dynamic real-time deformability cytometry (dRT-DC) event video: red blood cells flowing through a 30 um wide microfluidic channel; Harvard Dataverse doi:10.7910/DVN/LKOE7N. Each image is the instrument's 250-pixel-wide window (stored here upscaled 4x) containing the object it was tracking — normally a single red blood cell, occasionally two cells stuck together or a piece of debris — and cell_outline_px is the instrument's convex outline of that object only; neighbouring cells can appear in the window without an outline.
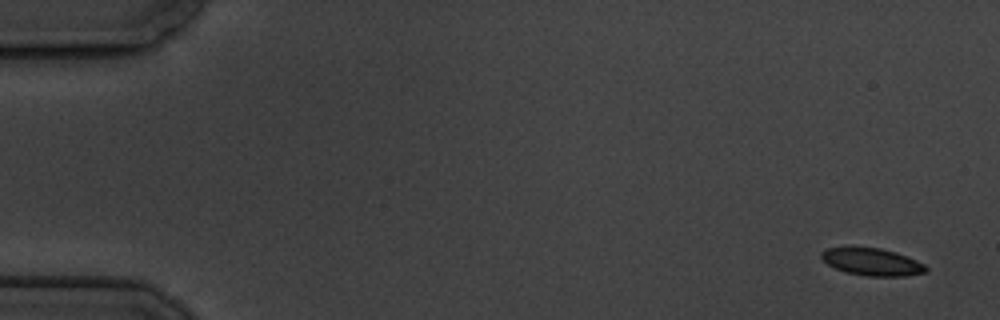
{"species": "common noctule bat (a hibernating species)", "species_latin": "Nyctalus noctula", "temperature_condition": "cold", "stored_images_in_passage": 15, "camera_frame_rate_fps": 3000, "um_per_image_px": 0.085, "animal": {"sex": "male", "body_mass_g": 19.5, "forearm_length_mm": 54.6}, "frame": {"image": 1, "passage_image": 1, "time_ms": 0.0, "image_size_px": [1000, 320], "cell_outline_px": [[928, 268], [924, 272], [904, 276], [868, 276], [844, 272], [828, 264], [820, 256], [820, 252], [828, 248], [880, 248], [896, 252], [908, 256], [924, 264]], "centroid_in_image_um": [74.13, 22.27], "position_along_channel_um": 10.9, "area_um2": 16.42}}
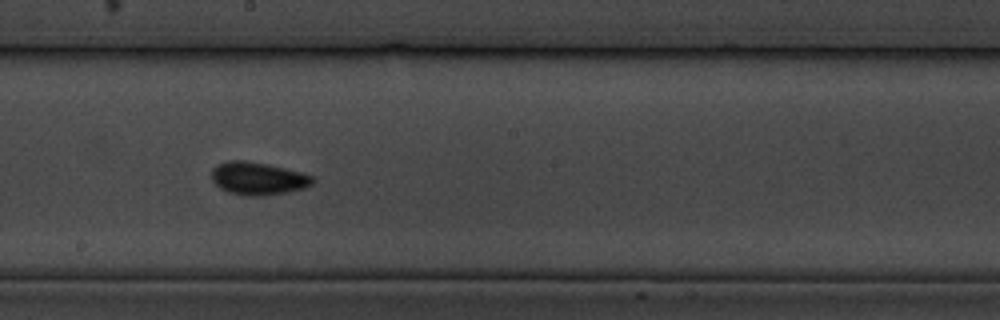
{"frame": {"image": 2, "passage_image": 9, "time_ms": 10.0, "image_size_px": [1000, 320], "cell_outline_px": [[316, 180], [312, 184], [304, 188], [288, 192], [260, 196], [248, 196], [228, 192], [220, 188], [212, 180], [212, 168], [216, 164], [228, 160], [244, 160], [268, 164], [300, 172], [312, 176]], "centroid_in_image_um": [21.91, 15.16], "position_along_channel_um": 226.3, "area_um2": 19.36}}
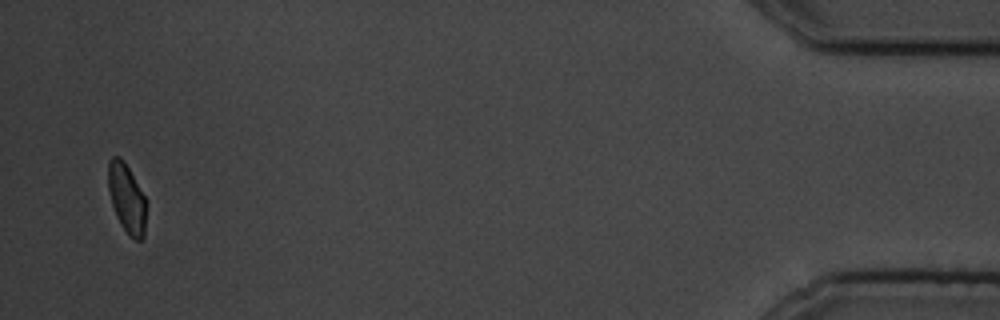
{"frame": {"image": 3, "passage_image": 15, "time_ms": 18.0, "image_size_px": [1000, 320], "cell_outline_px": [[148, 204], [144, 236], [140, 240], [136, 240], [128, 236], [120, 224], [116, 216], [112, 204], [108, 188], [108, 164], [112, 156], [120, 156], [124, 160], [144, 196]], "centroid_in_image_um": [10.79, 16.89], "position_along_channel_um": 424.4, "area_um2": 15.61}, "authors_computed_cell_mechanics": {"area_um2": 16.9932, "velocity_mm_per_s": 3.4806, "shape_relaxation_time_tau1_ms": 1.4058, "shape_relaxation_time_tau2_ms": 2.5288, "deformation_change_tau1": 0.057, "deformation_change_tau2": 0.0322}}